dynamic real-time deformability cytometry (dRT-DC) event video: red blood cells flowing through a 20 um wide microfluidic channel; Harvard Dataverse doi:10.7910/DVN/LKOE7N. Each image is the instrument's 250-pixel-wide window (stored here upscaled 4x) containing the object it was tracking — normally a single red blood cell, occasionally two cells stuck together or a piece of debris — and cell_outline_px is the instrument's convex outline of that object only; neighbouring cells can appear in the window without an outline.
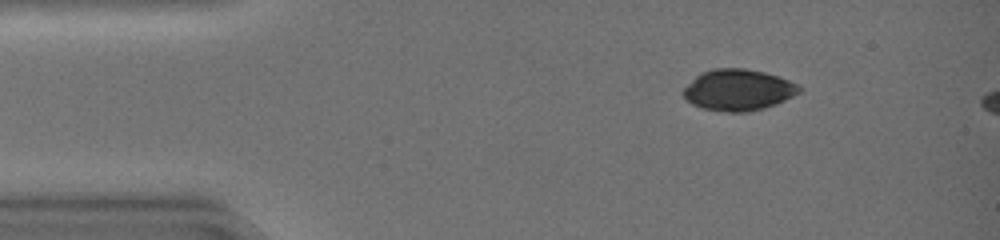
{"species": "common noctule bat (a hibernating species)", "species_latin": "Nyctalus noctula", "temperature_condition": "warm", "stored_images_in_passage": 7, "camera_frame_rate_fps": 3000, "um_per_image_px": 0.085, "animal": {"sex": "female", "body_mass_g": 19.0, "forearm_length_mm": 51.5}, "frame": {"image": 1, "passage_image": 2, "time_ms": 0.333, "image_size_px": [1000, 240], "cell_outline_px": [[800, 92], [776, 104], [764, 108], [748, 112], [728, 112], [704, 108], [692, 104], [684, 96], [684, 88], [700, 72], [712, 68], [744, 68], [764, 72], [800, 84]], "centroid_in_image_um": [62.75, 7.64], "position_along_channel_um": 22.2, "area_um2": 27.69}}